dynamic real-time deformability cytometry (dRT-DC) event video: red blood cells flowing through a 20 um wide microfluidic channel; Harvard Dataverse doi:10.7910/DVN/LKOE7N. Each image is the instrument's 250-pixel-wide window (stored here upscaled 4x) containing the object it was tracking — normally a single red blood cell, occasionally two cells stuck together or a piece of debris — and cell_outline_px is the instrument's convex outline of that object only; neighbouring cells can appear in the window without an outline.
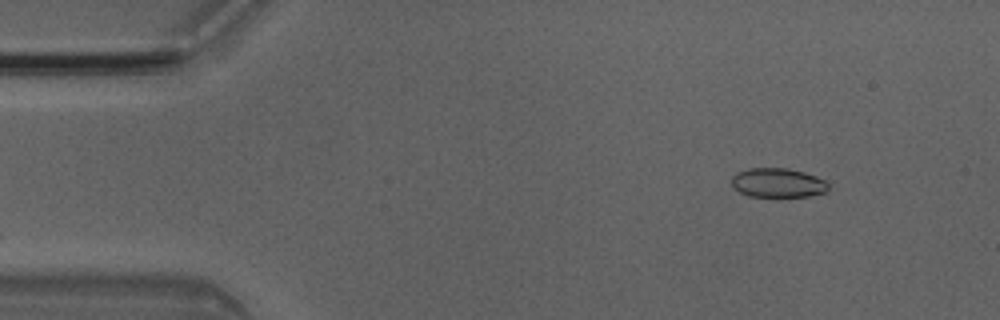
{"species": "Egyptian fruit bat (a non-hibernating species)", "species_latin": "Rousettus aegyptiacus", "temperature_condition": "room temperature", "stored_images_in_passage": 4, "camera_frame_rate_fps": 3000, "um_per_image_px": 0.085, "animal": {"sex": "male"}, "frame": {"image": 1, "passage_image": 1, "time_ms": 0.0, "image_size_px": [1000, 320], "cell_outline_px": [[828, 192], [808, 196], [748, 196], [732, 188], [732, 176], [736, 172], [748, 168], [788, 168], [804, 172], [816, 176], [824, 180], [828, 184]], "centroid_in_image_um": [66.1, 15.53], "position_along_channel_um": 18.9, "area_um2": 16.59}}